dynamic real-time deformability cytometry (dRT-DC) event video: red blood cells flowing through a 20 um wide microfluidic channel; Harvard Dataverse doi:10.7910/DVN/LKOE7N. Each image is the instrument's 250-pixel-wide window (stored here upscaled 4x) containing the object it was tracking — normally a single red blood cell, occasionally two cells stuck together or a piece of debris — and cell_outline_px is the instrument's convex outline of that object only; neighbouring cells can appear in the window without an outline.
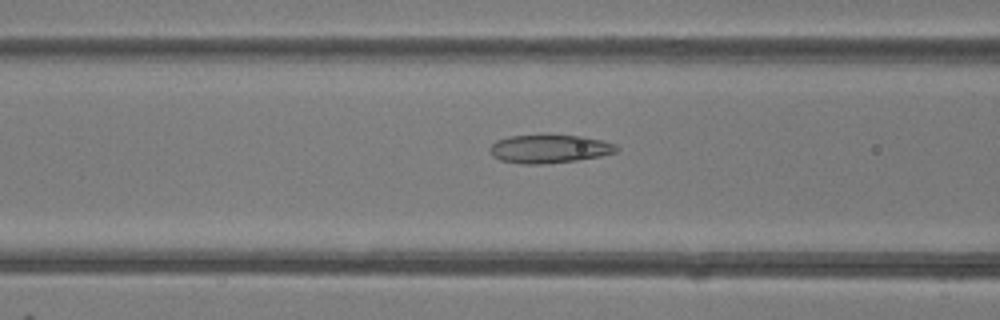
{"species": "common noctule bat (a hibernating species)", "species_latin": "Nyctalus noctula", "temperature_condition": "room temperature", "stored_images_in_passage": 41, "camera_frame_rate_fps": 3000, "um_per_image_px": 0.085, "animal": {"sex": "female"}, "frame": {"image": 1, "passage_image": 12, "time_ms": 3.667, "image_size_px": [1000, 320], "cell_outline_px": [[620, 148], [616, 152], [600, 156], [576, 160], [544, 164], [520, 164], [500, 160], [492, 156], [488, 152], [488, 148], [496, 140], [508, 136], [544, 132], [584, 136], [604, 140], [616, 144]], "centroid_in_image_um": [46.67, 12.6], "position_along_channel_um": 119.9, "area_um2": 22.08}}
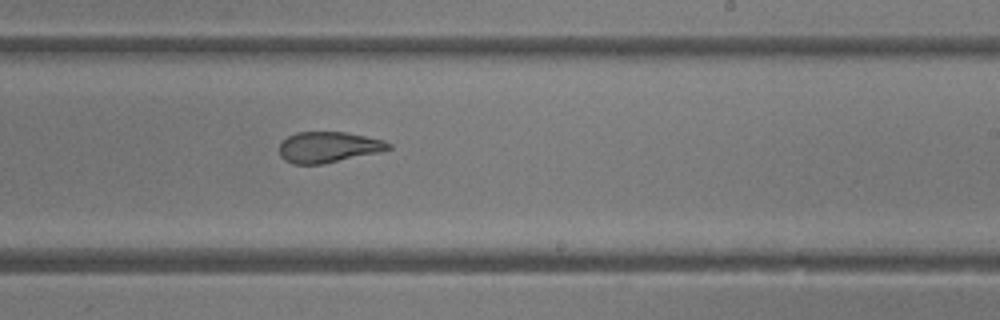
{"frame": {"image": 2, "passage_image": 22, "time_ms": 7.0, "image_size_px": [1000, 320], "cell_outline_px": [[392, 148], [380, 152], [324, 164], [292, 164], [284, 160], [280, 156], [280, 144], [288, 136], [296, 132], [348, 132], [384, 140], [392, 144]], "centroid_in_image_um": [27.93, 12.51], "position_along_channel_um": 261.1, "area_um2": 19.77}}
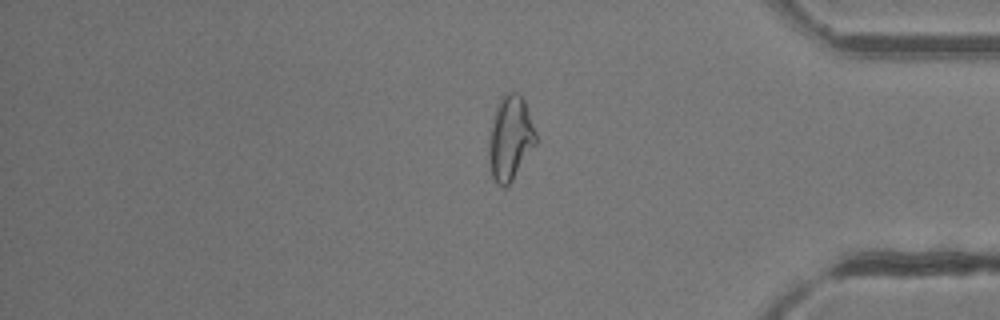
{"frame": {"image": 3, "passage_image": 33, "time_ms": 10.667, "image_size_px": [1000, 320], "cell_outline_px": [[536, 144], [512, 180], [504, 188], [496, 184], [492, 176], [488, 160], [488, 136], [492, 120], [496, 108], [504, 92], [516, 92], [524, 100], [536, 132]], "centroid_in_image_um": [43.34, 11.75], "position_along_channel_um": 391.9, "area_um2": 23.18}, "authors_computed_cell_mechanics": {"area_um2": 22.0796, "velocity_mm_per_s": 4.2437, "shape_relaxation_time_tau1_ms": 9.2292, "shape_relaxation_time_tau2_ms": 1.7336, "deformation_change_tau1": 0.2188, "deformation_change_tau2": 0.0964}}